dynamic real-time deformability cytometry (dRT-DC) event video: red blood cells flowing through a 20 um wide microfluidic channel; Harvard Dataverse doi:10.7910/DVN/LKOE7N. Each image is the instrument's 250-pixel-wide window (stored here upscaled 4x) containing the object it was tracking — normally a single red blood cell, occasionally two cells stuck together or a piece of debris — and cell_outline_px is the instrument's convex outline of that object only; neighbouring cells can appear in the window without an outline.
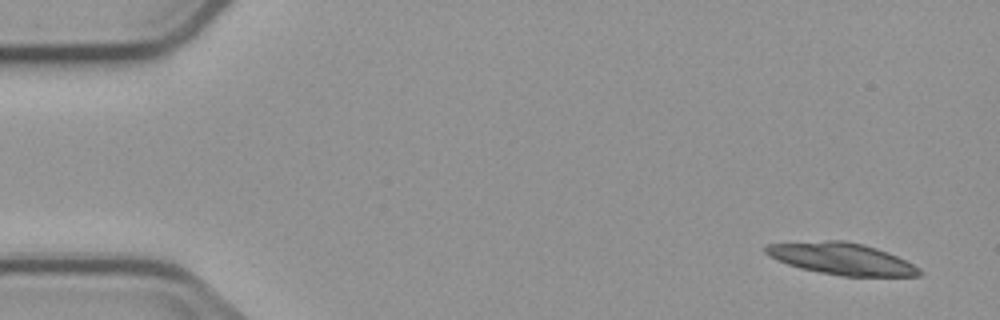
{"species": "common noctule bat (a hibernating species)", "species_latin": "Nyctalus noctula", "temperature_condition": "cold", "stored_images_in_passage": 4, "camera_frame_rate_fps": 3000, "um_per_image_px": 0.085, "animal": {"sex": "male", "body_mass_g": 23.1, "forearm_length_mm": 52.7}, "frame": {"image": 1, "passage_image": 1, "time_ms": 0.0, "image_size_px": [1000, 320], "cell_outline_px": [[924, 272], [920, 276], [840, 276], [800, 268], [788, 264], [768, 256], [764, 252], [764, 244], [828, 240], [844, 240], [864, 244], [888, 252], [920, 268]], "centroid_in_image_um": [71.52, 21.99], "position_along_channel_um": 13.5, "area_um2": 28.5}}